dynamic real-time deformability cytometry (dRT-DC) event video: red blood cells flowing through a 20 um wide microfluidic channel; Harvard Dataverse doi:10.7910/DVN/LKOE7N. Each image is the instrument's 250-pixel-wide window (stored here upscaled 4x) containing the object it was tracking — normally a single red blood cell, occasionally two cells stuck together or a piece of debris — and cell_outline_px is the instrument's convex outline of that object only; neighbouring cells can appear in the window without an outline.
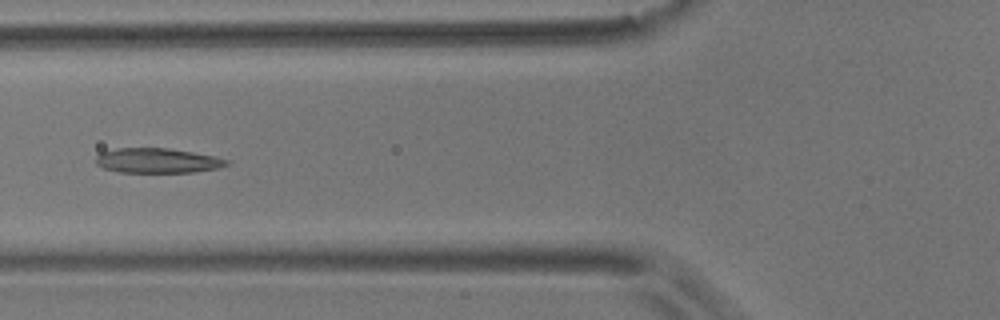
{"species": "common noctule bat (a hibernating species)", "species_latin": "Nyctalus noctula", "temperature_condition": "room temperature", "stored_images_in_passage": 6, "camera_frame_rate_fps": 3000, "um_per_image_px": 0.085, "animal": {"sex": "male", "body_mass_g": 17.9}, "frame": {"image": 1, "passage_image": 6, "time_ms": 6.0, "image_size_px": [1000, 320], "cell_outline_px": [[228, 164], [220, 168], [196, 172], [120, 172], [104, 168], [96, 164], [96, 156], [100, 152], [116, 148], [168, 148], [192, 152], [212, 156], [228, 160]], "centroid_in_image_um": [13.36, 13.65], "position_along_channel_um": 112.4, "area_um2": 18.84}}